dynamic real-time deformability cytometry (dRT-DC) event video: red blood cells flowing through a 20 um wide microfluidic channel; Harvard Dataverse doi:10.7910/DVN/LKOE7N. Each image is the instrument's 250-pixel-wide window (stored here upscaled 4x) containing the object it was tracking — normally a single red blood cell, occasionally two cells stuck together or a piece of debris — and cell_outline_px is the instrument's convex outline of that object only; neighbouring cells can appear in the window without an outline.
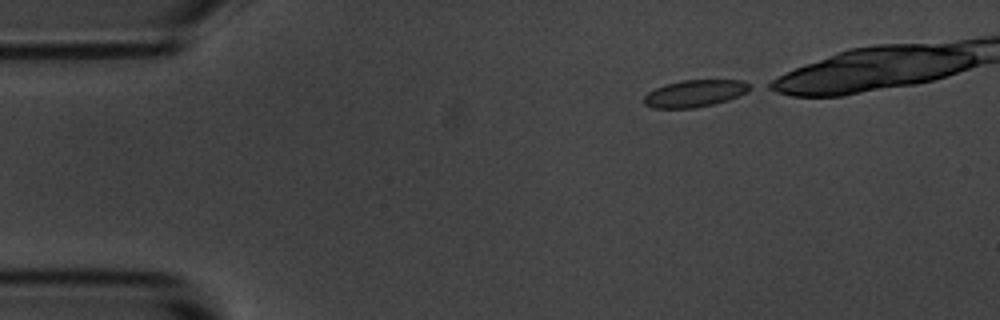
{"species": "common noctule bat (a hibernating species)", "species_latin": "Nyctalus noctula", "temperature_condition": "room temperature", "stored_images_in_passage": 8, "camera_frame_rate_fps": 3000, "um_per_image_px": 0.085, "animal": {"sex": "male", "body_mass_g": 20.1, "forearm_length_mm": 53.5}, "frame": {"image": 1, "passage_image": 1, "time_ms": 0.0, "image_size_px": [1000, 320], "cell_outline_px": [[756, 88], [748, 92], [728, 100], [696, 108], [652, 108], [644, 104], [644, 96], [648, 92], [664, 84], [680, 80], [740, 80], [752, 84]], "centroid_in_image_um": [59.1, 7.93], "position_along_channel_um": 25.9, "area_um2": 16.94}}